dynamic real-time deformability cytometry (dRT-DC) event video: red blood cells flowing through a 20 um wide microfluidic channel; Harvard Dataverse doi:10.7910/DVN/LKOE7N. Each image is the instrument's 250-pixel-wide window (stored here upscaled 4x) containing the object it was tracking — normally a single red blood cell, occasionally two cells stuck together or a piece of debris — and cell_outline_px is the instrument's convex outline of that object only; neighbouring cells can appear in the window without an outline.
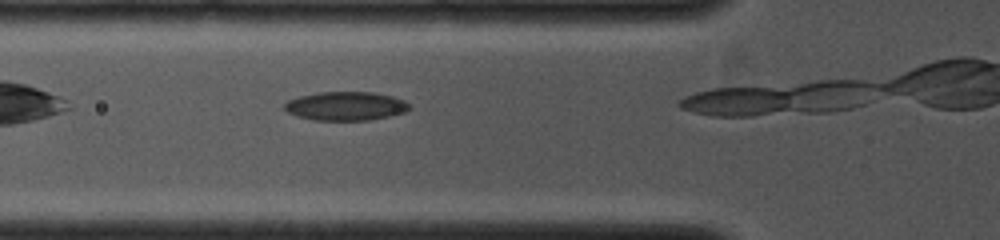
{"species": "common noctule bat (a hibernating species)", "species_latin": "Nyctalus noctula", "temperature_condition": "cold", "stored_images_in_passage": 4, "camera_frame_rate_fps": 4000, "um_per_image_px": 0.085, "animal": {"sex": "female", "body_mass_g": 19.0, "forearm_length_mm": 53.3}, "frame": {"image": 1, "passage_image": 4, "time_ms": 0.75, "image_size_px": [1000, 240], "cell_outline_px": [[412, 108], [404, 112], [372, 120], [312, 120], [296, 116], [288, 112], [284, 108], [284, 104], [288, 100], [300, 96], [320, 92], [372, 92], [392, 96], [404, 100]], "centroid_in_image_um": [29.38, 9.02], "position_along_channel_um": 96.4, "area_um2": 20.92}}